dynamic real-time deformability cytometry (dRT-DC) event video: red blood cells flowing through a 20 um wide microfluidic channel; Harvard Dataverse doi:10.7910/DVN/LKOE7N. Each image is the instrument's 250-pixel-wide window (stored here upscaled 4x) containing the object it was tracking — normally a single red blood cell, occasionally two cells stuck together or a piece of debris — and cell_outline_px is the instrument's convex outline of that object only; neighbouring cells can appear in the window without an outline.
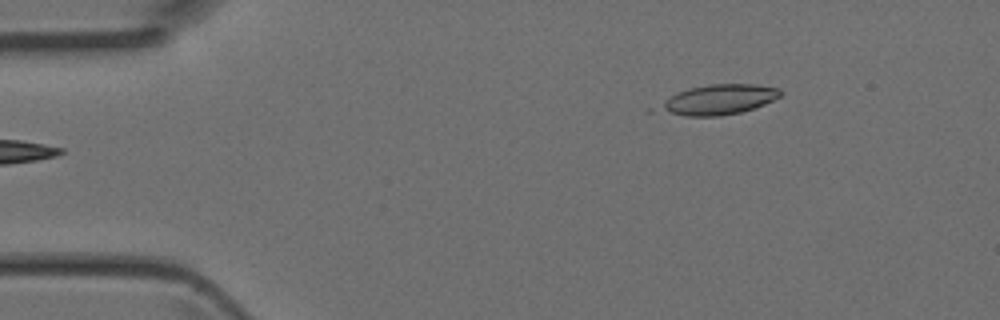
{"species": "Egyptian fruit bat (a non-hibernating species)", "species_latin": "Rousettus aegyptiacus", "temperature_condition": "room temperature", "stored_images_in_passage": 5, "camera_frame_rate_fps": 3000, "um_per_image_px": 0.085, "animal": {"sex": "female"}, "frame": {"image": 1, "passage_image": 5, "time_ms": 1.333, "image_size_px": [1000, 320], "cell_outline_px": [[780, 96], [756, 108], [740, 112], [720, 116], [688, 116], [648, 112], [644, 108], [676, 92], [688, 88], [708, 84], [756, 84], [780, 88]], "centroid_in_image_um": [60.79, 8.49], "position_along_channel_um": 24.2, "area_um2": 22.43}}